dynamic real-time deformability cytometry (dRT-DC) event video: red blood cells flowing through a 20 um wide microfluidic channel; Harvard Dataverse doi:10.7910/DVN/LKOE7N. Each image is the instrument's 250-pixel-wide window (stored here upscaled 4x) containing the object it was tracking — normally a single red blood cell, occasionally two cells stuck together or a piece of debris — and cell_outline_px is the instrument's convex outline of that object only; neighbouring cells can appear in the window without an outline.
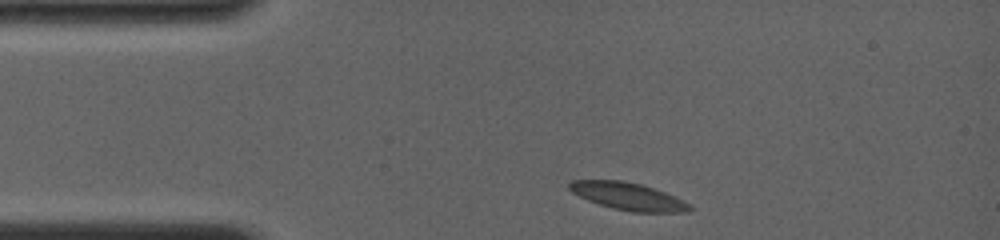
{"species": "common noctule bat (a hibernating species)", "species_latin": "Nyctalus noctula", "temperature_condition": "room temperature", "stored_images_in_passage": 3, "camera_frame_rate_fps": 4000, "um_per_image_px": 0.085, "animal": {"sex": "female", "body_mass_g": 19.0, "forearm_length_mm": 56.7}, "frame": {"image": 1, "passage_image": 1, "time_ms": 0.0, "image_size_px": [1000, 240], "cell_outline_px": [[692, 208], [688, 212], [632, 212], [612, 208], [588, 200], [572, 192], [568, 188], [568, 184], [572, 180], [624, 180], [640, 184], [664, 192], [684, 200]], "centroid_in_image_um": [53.38, 16.68], "position_along_channel_um": 31.6, "area_um2": 19.07}}
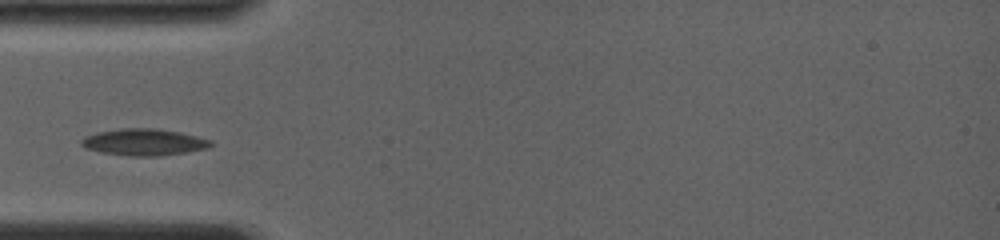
{"frame": {"image": 2, "passage_image": 3, "time_ms": 2.0, "image_size_px": [1000, 240], "cell_outline_px": [[212, 144], [208, 148], [160, 156], [132, 156], [100, 152], [84, 148], [80, 144], [80, 140], [84, 136], [96, 132], [120, 128], [156, 128], [180, 132], [212, 140]], "centroid_in_image_um": [12.19, 12.07], "position_along_channel_um": 72.8, "area_um2": 20.23}}